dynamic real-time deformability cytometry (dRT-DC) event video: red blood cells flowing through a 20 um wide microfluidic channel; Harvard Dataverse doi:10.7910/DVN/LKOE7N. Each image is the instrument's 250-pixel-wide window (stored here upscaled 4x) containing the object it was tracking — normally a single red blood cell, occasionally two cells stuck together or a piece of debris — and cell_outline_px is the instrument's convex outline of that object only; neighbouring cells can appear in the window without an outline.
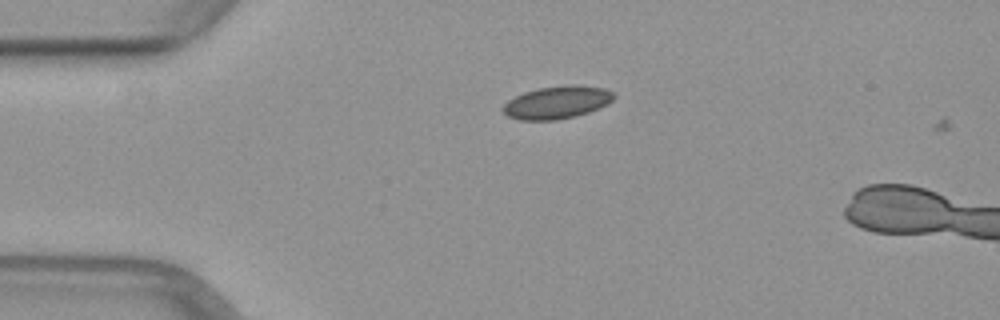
{"species": "common noctule bat (a hibernating species)", "species_latin": "Nyctalus noctula", "temperature_condition": "warm", "stored_images_in_passage": 2, "camera_frame_rate_fps": 3000, "um_per_image_px": 0.085, "animal": {"sex": "female", "body_mass_g": 29.2, "forearm_length_mm": 56.3}, "frame": {"image": 1, "passage_image": 1, "time_ms": 0.0, "image_size_px": [1000, 320], "cell_outline_px": [[616, 96], [608, 104], [600, 108], [576, 116], [556, 120], [516, 120], [508, 116], [500, 108], [508, 100], [524, 92], [540, 88], [568, 84], [576, 84], [604, 88], [612, 92]], "centroid_in_image_um": [47.35, 8.7], "position_along_channel_um": 37.7, "area_um2": 21.27}}